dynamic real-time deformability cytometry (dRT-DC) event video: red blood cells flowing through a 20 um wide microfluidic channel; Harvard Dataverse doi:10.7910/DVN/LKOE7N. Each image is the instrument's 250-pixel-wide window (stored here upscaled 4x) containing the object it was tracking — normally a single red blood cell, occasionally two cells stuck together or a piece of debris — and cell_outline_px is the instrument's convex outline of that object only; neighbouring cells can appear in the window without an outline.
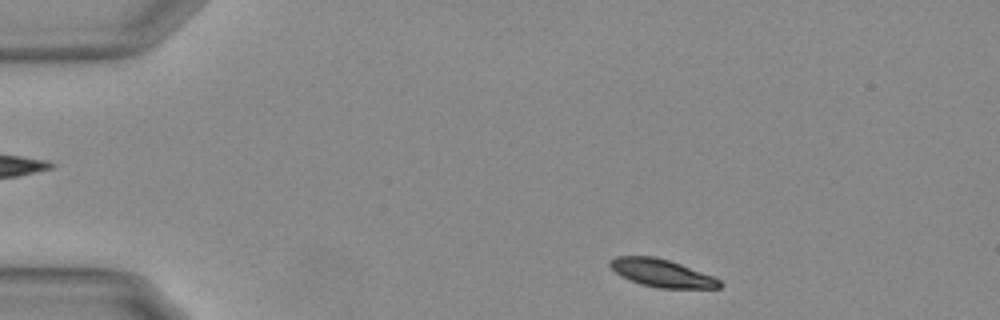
{"species": "Egyptian fruit bat (a non-hibernating species)", "species_latin": "Rousettus aegyptiacus", "temperature_condition": "warm", "stored_images_in_passage": 49, "camera_frame_rate_fps": 3000, "um_per_image_px": 0.085, "animal": {"sex": "female"}, "frame": {"image": 1, "passage_image": 3, "time_ms": 0.667, "image_size_px": [1000, 320], "cell_outline_px": [[724, 284], [720, 288], [656, 288], [640, 284], [620, 276], [608, 264], [608, 260], [616, 256], [652, 256], [668, 260], [680, 264], [712, 276], [720, 280]], "centroid_in_image_um": [56.22, 23.22], "position_along_channel_um": 28.8, "area_um2": 17.69}}
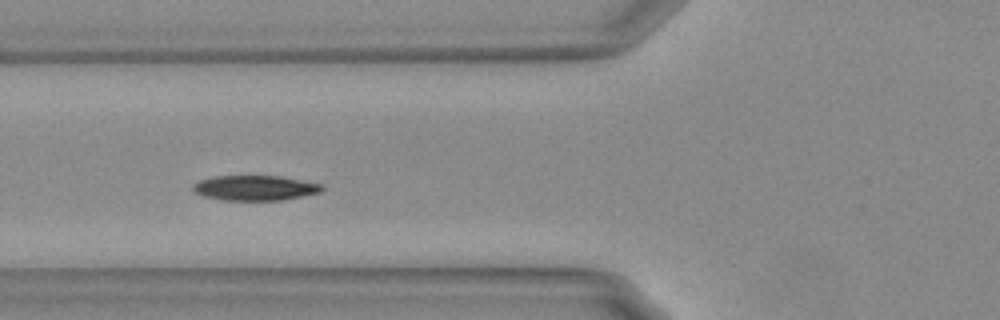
{"frame": {"image": 2, "passage_image": 15, "time_ms": 4.667, "image_size_px": [1000, 320], "cell_outline_px": [[324, 188], [320, 192], [284, 200], [224, 200], [204, 196], [196, 192], [192, 188], [192, 184], [200, 180], [216, 176], [280, 176], [324, 184]], "centroid_in_image_um": [21.71, 15.97], "position_along_channel_um": 104.1, "area_um2": 18.79}}
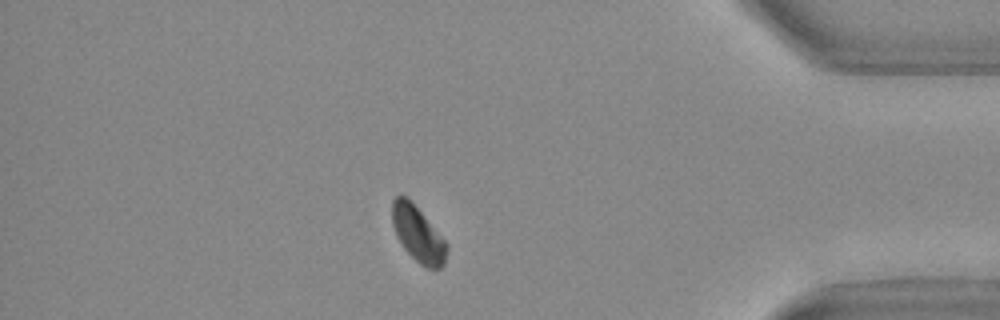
{"frame": {"image": 3, "passage_image": 42, "time_ms": 13.667, "image_size_px": [1000, 320], "cell_outline_px": [[448, 248], [444, 264], [440, 268], [428, 268], [420, 264], [404, 248], [396, 236], [392, 224], [392, 200], [396, 196], [404, 196], [420, 212], [448, 244]], "centroid_in_image_um": [35.52, 19.93], "position_along_channel_um": 399.7, "area_um2": 17.17}, "authors_computed_cell_mechanics": {"area_um2": 18.785, "velocity_mm_per_s": 3.664, "shape_relaxation_time_tau1_ms": 2.8336, "shape_relaxation_time_tau2_ms": null, "deformation_change_tau1": 0.1039, "deformation_change_tau2": null}}